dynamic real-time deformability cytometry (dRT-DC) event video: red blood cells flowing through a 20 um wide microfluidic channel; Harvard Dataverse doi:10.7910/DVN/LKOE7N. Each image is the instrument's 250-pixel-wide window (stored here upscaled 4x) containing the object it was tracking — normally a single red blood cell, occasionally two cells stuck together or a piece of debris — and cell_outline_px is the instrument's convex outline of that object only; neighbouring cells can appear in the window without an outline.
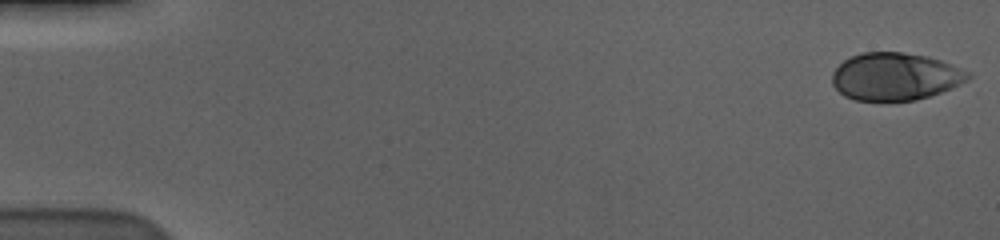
{"species": "human", "species_latin": "Homo sapiens", "temperature_condition": "cold", "stored_images_in_passage": 57, "camera_frame_rate_fps": 3000, "um_per_image_px": 0.085, "donor": {"sex": "male"}, "frame": {"image": 1, "passage_image": 1, "time_ms": 0.0, "image_size_px": [1000, 240], "cell_outline_px": [[972, 76], [968, 80], [952, 88], [916, 100], [856, 100], [844, 96], [832, 84], [832, 72], [844, 60], [860, 52], [900, 52], [928, 56], [940, 60], [968, 72]], "centroid_in_image_um": [76.07, 6.5], "position_along_channel_um": 8.9, "area_um2": 37.4}}
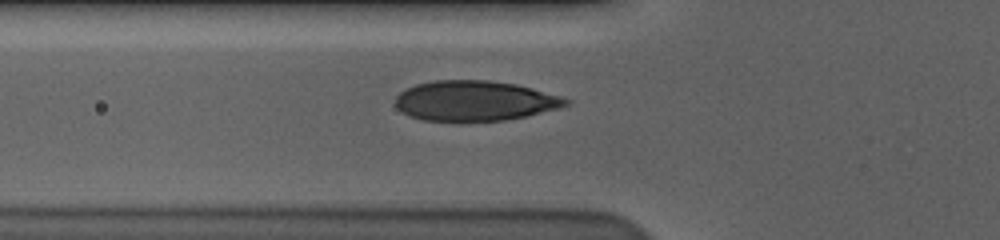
{"frame": {"image": 2, "passage_image": 21, "time_ms": 6.667, "image_size_px": [1000, 240], "cell_outline_px": [[572, 104], [560, 108], [528, 116], [504, 120], [460, 124], [424, 120], [408, 116], [396, 108], [396, 96], [400, 92], [416, 84], [436, 80], [488, 80], [516, 84], [532, 88], [560, 96], [572, 100]], "centroid_in_image_um": [40.36, 8.61], "position_along_channel_um": 85.4, "area_um2": 40.98}}
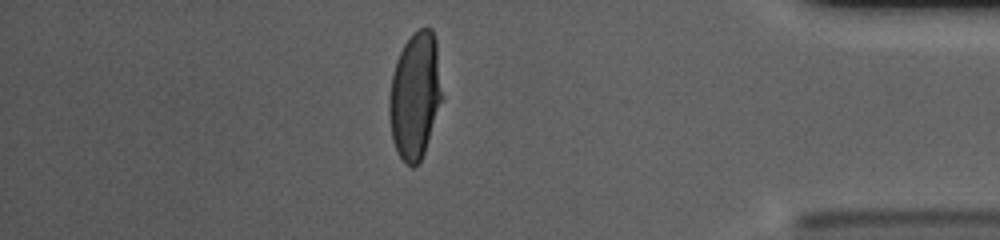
{"frame": {"image": 3, "passage_image": 50, "time_ms": 16.333, "image_size_px": [1000, 240], "cell_outline_px": [[444, 96], [424, 152], [420, 160], [412, 168], [400, 156], [392, 140], [388, 116], [388, 100], [392, 76], [396, 60], [404, 44], [412, 32], [420, 28], [432, 28], [436, 40]], "centroid_in_image_um": [35.29, 8.09], "position_along_channel_um": 399.9, "area_um2": 39.42}, "authors_computed_cell_mechanics": {"area_um2": 39.593, "velocity_mm_per_s": 3.5806, "shape_relaxation_time_tau1_ms": 3.9914, "shape_relaxation_time_tau2_ms": null, "deformation_change_tau1": 0.1774, "deformation_change_tau2": null}}